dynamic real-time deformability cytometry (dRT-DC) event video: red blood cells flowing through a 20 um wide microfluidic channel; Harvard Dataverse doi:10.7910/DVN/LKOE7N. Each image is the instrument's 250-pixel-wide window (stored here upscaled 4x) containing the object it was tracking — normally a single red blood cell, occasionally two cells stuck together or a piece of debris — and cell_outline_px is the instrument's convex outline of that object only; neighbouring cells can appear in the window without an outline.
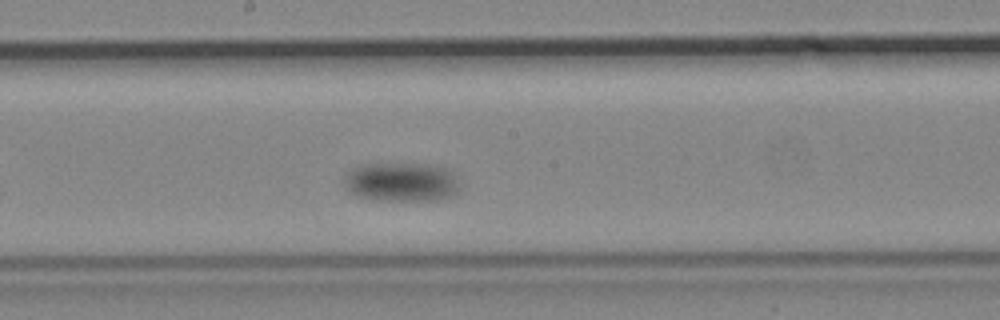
{"species": "common noctule bat (a hibernating species)", "species_latin": "Nyctalus noctula", "temperature_condition": "cold", "stored_images_in_passage": 6, "camera_frame_rate_fps": 3000, "um_per_image_px": 0.085, "animal": {"sex": "male", "body_mass_g": 19.2, "forearm_length_mm": 51.8}, "frame": {"image": 1, "passage_image": 6, "time_ms": 6.667, "image_size_px": [1000, 320], "cell_outline_px": [[460, 188], [452, 196], [436, 200], [380, 200], [356, 196], [348, 192], [344, 180], [344, 176], [352, 168], [360, 164], [428, 164], [452, 168]], "centroid_in_image_um": [34.14, 15.46], "position_along_channel_um": 214.1, "area_um2": 26.65}}